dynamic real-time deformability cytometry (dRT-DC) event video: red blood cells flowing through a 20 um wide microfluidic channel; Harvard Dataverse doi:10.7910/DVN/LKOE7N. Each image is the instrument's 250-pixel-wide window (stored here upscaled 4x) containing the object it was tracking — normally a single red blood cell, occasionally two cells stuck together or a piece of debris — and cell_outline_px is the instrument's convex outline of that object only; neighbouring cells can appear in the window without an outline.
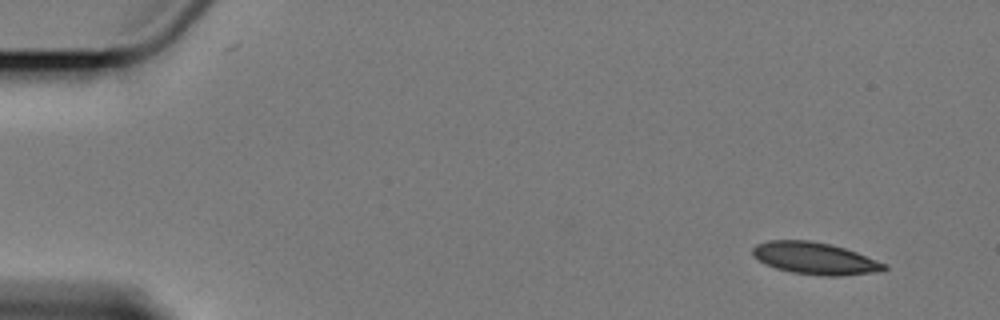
{"species": "Egyptian fruit bat (a non-hibernating species)", "species_latin": "Rousettus aegyptiacus", "temperature_condition": "cold", "stored_images_in_passage": 6, "camera_frame_rate_fps": 3000, "um_per_image_px": 0.085, "animal": {"sex": "female"}, "frame": {"image": 1, "passage_image": 2, "time_ms": 1.0, "image_size_px": [1000, 320], "cell_outline_px": [[888, 268], [880, 272], [840, 276], [824, 276], [792, 272], [776, 268], [760, 260], [752, 252], [752, 248], [756, 244], [768, 240], [808, 240], [832, 244], [856, 252], [888, 264]], "centroid_in_image_um": [69.33, 21.96], "position_along_channel_um": 15.7, "area_um2": 24.51}}
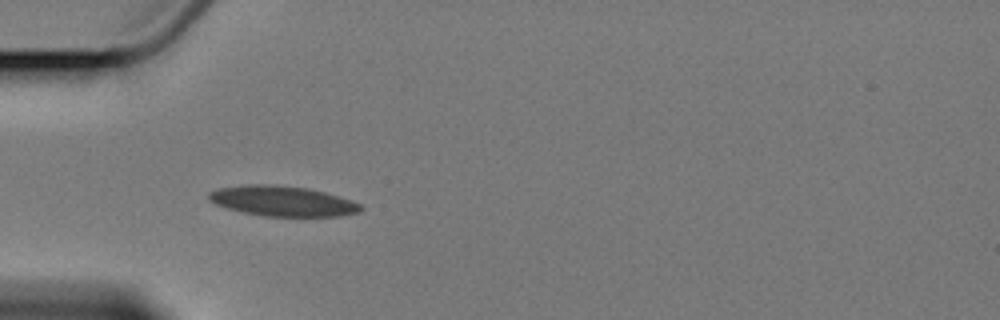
{"frame": {"image": 2, "passage_image": 5, "time_ms": 5.667, "image_size_px": [1000, 320], "cell_outline_px": [[364, 208], [360, 212], [340, 216], [264, 216], [244, 212], [228, 208], [216, 204], [208, 200], [208, 192], [220, 188], [248, 184], [264, 184], [308, 188], [324, 192], [352, 200], [360, 204]], "centroid_in_image_um": [24.03, 17.09], "position_along_channel_um": 61.0, "area_um2": 26.59}}